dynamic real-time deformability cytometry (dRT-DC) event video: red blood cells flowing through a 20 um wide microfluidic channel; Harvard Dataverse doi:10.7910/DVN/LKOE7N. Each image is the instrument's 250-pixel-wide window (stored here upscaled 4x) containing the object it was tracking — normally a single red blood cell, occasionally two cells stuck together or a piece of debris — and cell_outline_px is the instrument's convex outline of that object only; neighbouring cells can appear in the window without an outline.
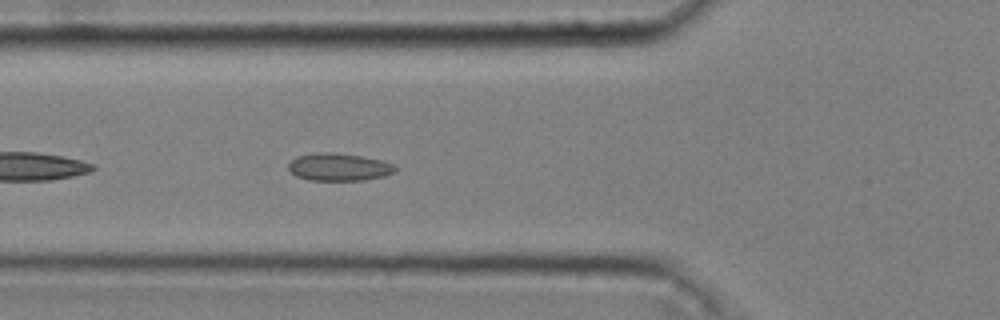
{"species": "common noctule bat (a hibernating species)", "species_latin": "Nyctalus noctula", "temperature_condition": "cold", "stored_images_in_passage": 38, "camera_frame_rate_fps": 3000, "um_per_image_px": 0.085, "animal": {"sex": "male", "body_mass_g": 20.4}, "frame": {"image": 1, "passage_image": 5, "time_ms": 1.333, "image_size_px": [1000, 320], "cell_outline_px": [[396, 168], [392, 172], [384, 176], [364, 180], [308, 180], [296, 176], [288, 168], [288, 164], [296, 156], [320, 152], [332, 152], [360, 156], [380, 160], [392, 164]], "centroid_in_image_um": [28.76, 14.2], "position_along_channel_um": 97.0, "area_um2": 16.94}}
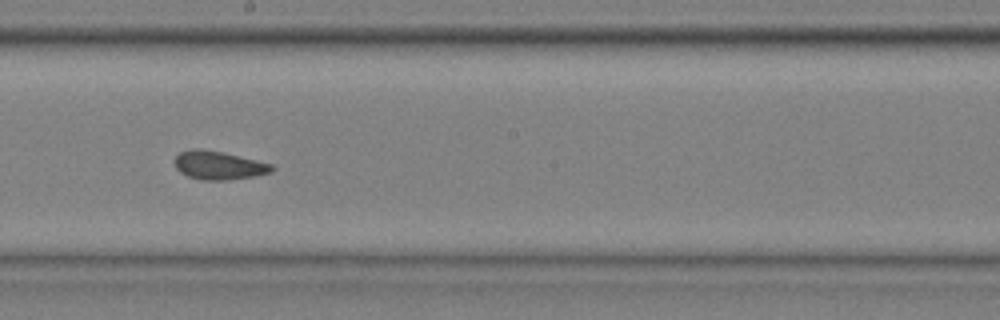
{"frame": {"image": 2, "passage_image": 16, "time_ms": 5.0, "image_size_px": [1000, 320], "cell_outline_px": [[276, 168], [272, 172], [256, 176], [224, 180], [200, 180], [188, 176], [180, 172], [176, 168], [172, 160], [180, 152], [192, 148], [204, 148], [224, 152], [272, 164]], "centroid_in_image_um": [18.57, 14.04], "position_along_channel_um": 229.6, "area_um2": 16.42}}
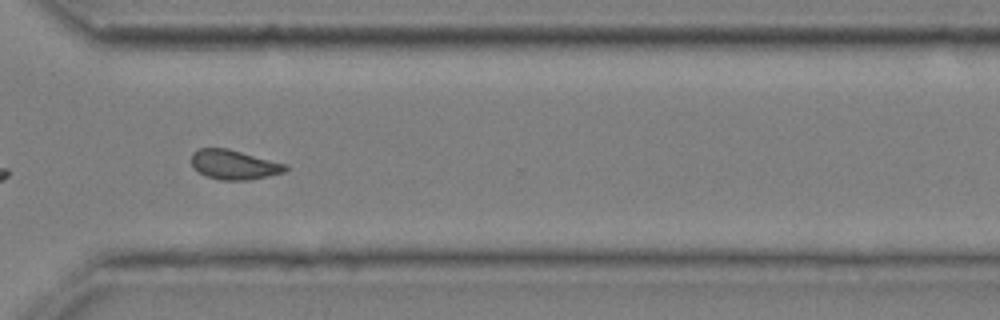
{"frame": {"image": 3, "passage_image": 26, "time_ms": 8.333, "image_size_px": [1000, 320], "cell_outline_px": [[288, 168], [284, 172], [268, 176], [248, 180], [220, 180], [204, 176], [192, 168], [192, 152], [200, 148], [228, 148], [288, 164]], "centroid_in_image_um": [19.88, 14.0], "position_along_channel_um": 350.7, "area_um2": 16.42}, "authors_computed_cell_mechanics": {"area_um2": 16.3285, "velocity_mm_per_s": 3.614, "shape_relaxation_time_tau1_ms": null, "shape_relaxation_time_tau2_ms": 1.69, "deformation_change_tau1": null, "deformation_change_tau2": 0.0845}}